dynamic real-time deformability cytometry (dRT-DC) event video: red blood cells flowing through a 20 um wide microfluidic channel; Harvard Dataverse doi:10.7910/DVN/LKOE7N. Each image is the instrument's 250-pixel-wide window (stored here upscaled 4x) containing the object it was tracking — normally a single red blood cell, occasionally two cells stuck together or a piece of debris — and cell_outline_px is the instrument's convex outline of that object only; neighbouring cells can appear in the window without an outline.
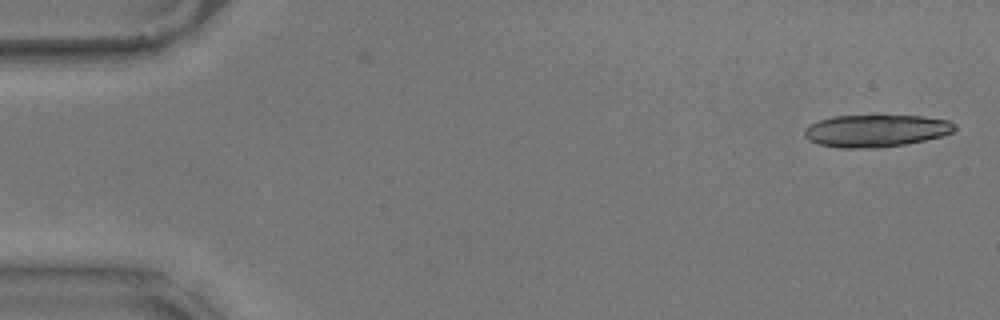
{"species": "common noctule bat (a hibernating species)", "species_latin": "Nyctalus noctula", "temperature_condition": "warm", "stored_images_in_passage": 18, "camera_frame_rate_fps": 3000, "um_per_image_px": 0.085, "animal": {"sex": "male", "body_mass_g": 17.9}, "frame": {"image": 1, "passage_image": 1, "time_ms": 0.0, "image_size_px": [1000, 320], "cell_outline_px": [[956, 128], [952, 132], [944, 136], [904, 144], [876, 148], [840, 148], [816, 144], [808, 140], [804, 136], [804, 128], [820, 120], [832, 116], [924, 116], [948, 120], [956, 124]], "centroid_in_image_um": [74.45, 11.12], "position_along_channel_um": 10.5, "area_um2": 28.32}}